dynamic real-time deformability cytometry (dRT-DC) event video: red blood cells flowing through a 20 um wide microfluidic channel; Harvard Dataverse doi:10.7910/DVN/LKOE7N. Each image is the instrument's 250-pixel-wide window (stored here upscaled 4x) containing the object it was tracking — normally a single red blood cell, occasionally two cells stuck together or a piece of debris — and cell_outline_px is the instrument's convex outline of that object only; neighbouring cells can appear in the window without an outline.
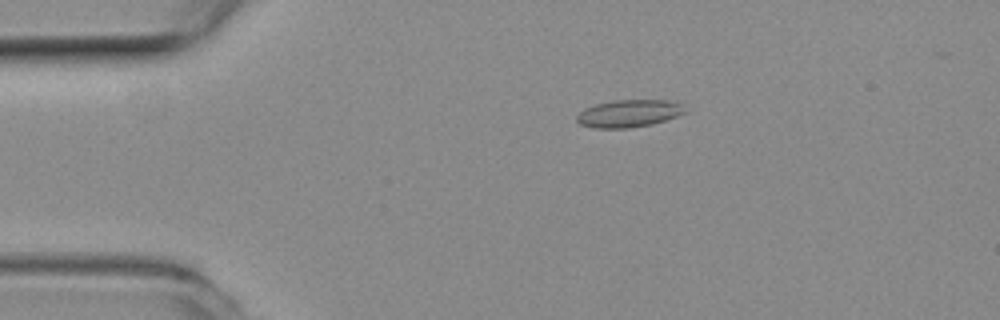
{"species": "common noctule bat (a hibernating species)", "species_latin": "Nyctalus noctula", "temperature_condition": "room temperature", "stored_images_in_passage": 53, "camera_frame_rate_fps": 3000, "um_per_image_px": 0.085, "animal": {"sex": "female", "body_mass_g": 19.3, "forearm_length_mm": 54.1}, "frame": {"image": 1, "passage_image": 10, "time_ms": 3.0, "image_size_px": [1000, 320], "cell_outline_px": [[688, 112], [652, 124], [628, 128], [596, 128], [580, 124], [576, 120], [576, 116], [584, 108], [596, 104], [612, 100], [668, 100], [680, 104]], "centroid_in_image_um": [53.43, 9.64], "position_along_channel_um": 31.6, "area_um2": 17.22}}
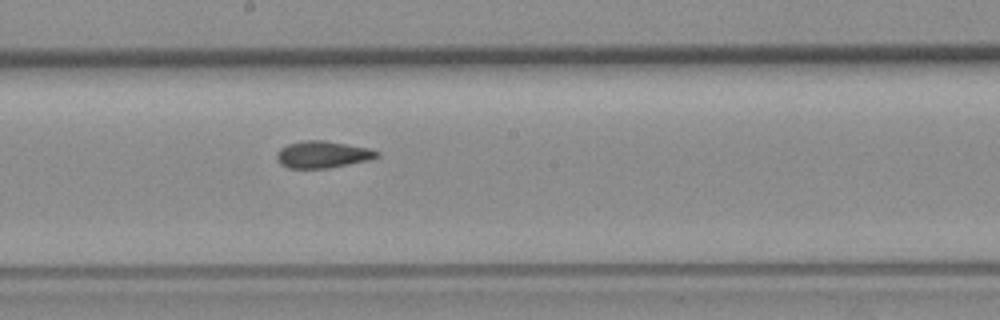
{"frame": {"image": 2, "passage_image": 29, "time_ms": 9.333, "image_size_px": [1000, 320], "cell_outline_px": [[380, 156], [368, 160], [328, 168], [288, 168], [280, 164], [276, 160], [276, 152], [280, 148], [288, 144], [304, 140], [324, 140], [368, 148], [380, 152]], "centroid_in_image_um": [27.38, 13.13], "position_along_channel_um": 220.8, "area_um2": 15.72}}
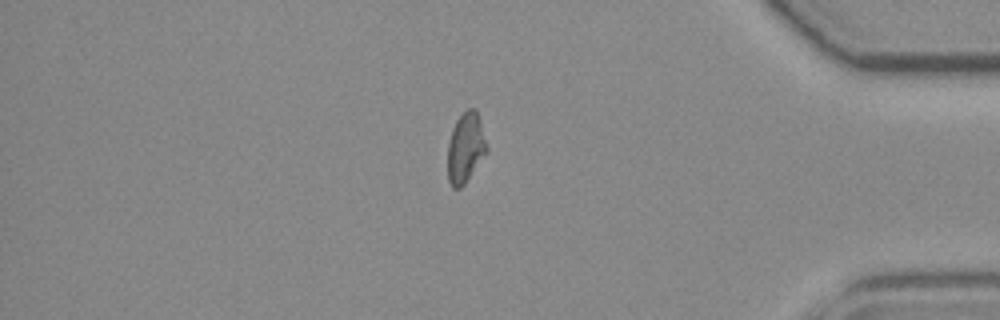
{"frame": {"image": 3, "passage_image": 46, "time_ms": 15.0, "image_size_px": [1000, 320], "cell_outline_px": [[488, 152], [464, 184], [460, 188], [452, 188], [448, 180], [448, 144], [452, 128], [456, 120], [468, 108], [476, 108], [480, 120], [488, 148]], "centroid_in_image_um": [39.58, 12.56], "position_along_channel_um": 395.6, "area_um2": 16.01}, "authors_computed_cell_mechanics": {"area_um2": 16.1262, "velocity_mm_per_s": 3.6977, "shape_relaxation_time_tau1_ms": null, "shape_relaxation_time_tau2_ms": 1.498, "deformation_change_tau1": null, "deformation_change_tau2": 0.0834}}